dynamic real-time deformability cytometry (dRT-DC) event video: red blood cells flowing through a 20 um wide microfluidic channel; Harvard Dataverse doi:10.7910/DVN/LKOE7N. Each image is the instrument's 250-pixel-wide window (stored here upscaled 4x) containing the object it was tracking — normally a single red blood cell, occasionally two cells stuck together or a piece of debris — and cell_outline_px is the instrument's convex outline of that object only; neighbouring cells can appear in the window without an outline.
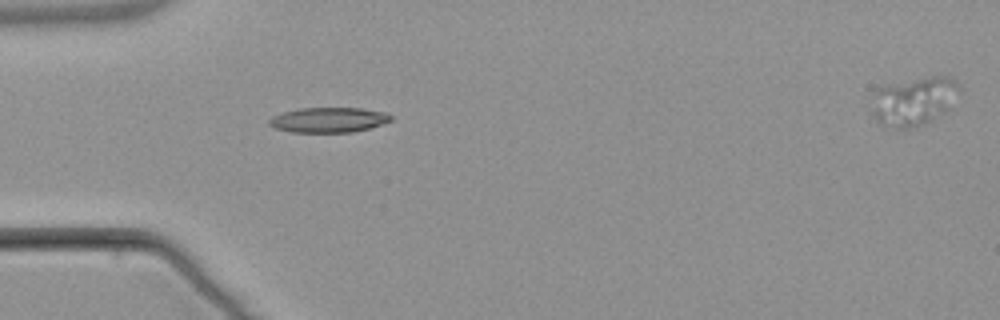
{"species": "common noctule bat (a hibernating species)", "species_latin": "Nyctalus noctula", "temperature_condition": "warm", "stored_images_in_passage": 2, "segment_of_instrument_passage": [1, 2], "camera_frame_rate_fps": 3000, "um_per_image_px": 0.085, "animal": {"sex": "male", "body_mass_g": 21.5, "forearm_length_mm": 52.0}, "frame": {"image": 1, "passage_image": 1, "time_ms": 0.0, "image_size_px": [1000, 320], "cell_outline_px": [[392, 120], [368, 128], [352, 132], [292, 132], [276, 128], [268, 124], [268, 120], [272, 116], [284, 112], [300, 108], [360, 108], [384, 112], [392, 116]], "centroid_in_image_um": [27.9, 10.19], "position_along_channel_um": 57.1, "area_um2": 17.57}}